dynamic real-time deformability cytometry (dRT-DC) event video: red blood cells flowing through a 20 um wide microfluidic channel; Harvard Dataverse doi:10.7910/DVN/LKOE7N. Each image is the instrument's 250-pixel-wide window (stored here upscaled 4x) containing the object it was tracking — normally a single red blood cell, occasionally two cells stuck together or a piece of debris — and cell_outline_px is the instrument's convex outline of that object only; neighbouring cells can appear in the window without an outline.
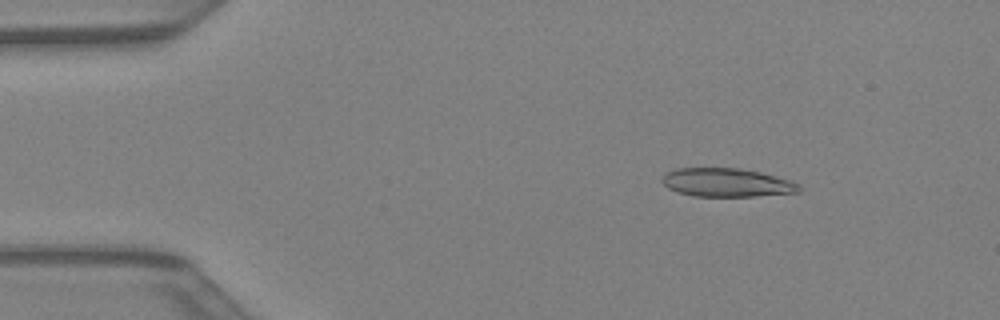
{"species": "Egyptian fruit bat (a non-hibernating species)", "species_latin": "Rousettus aegyptiacus", "temperature_condition": "warm", "stored_images_in_passage": 42, "camera_frame_rate_fps": 3000, "um_per_image_px": 0.085, "animal": {"sex": "female"}, "frame": {"image": 1, "passage_image": 6, "time_ms": 1.667, "image_size_px": [1000, 320], "cell_outline_px": [[800, 192], [756, 196], [692, 196], [676, 192], [668, 188], [660, 180], [668, 172], [676, 168], [740, 168], [760, 172], [788, 180], [800, 184]], "centroid_in_image_um": [61.75, 15.52], "position_along_channel_um": 23.2, "area_um2": 22.72}}
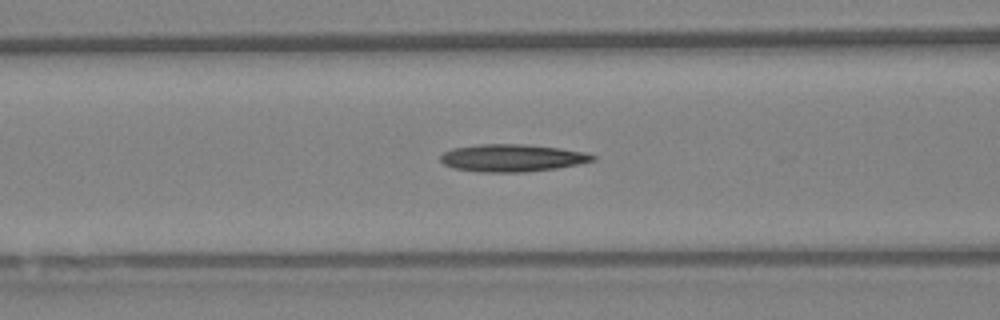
{"frame": {"image": 2, "passage_image": 17, "time_ms": 5.333, "image_size_px": [1000, 320], "cell_outline_px": [[596, 160], [556, 168], [524, 172], [484, 172], [456, 168], [444, 164], [440, 160], [440, 156], [444, 152], [452, 148], [476, 144], [528, 144], [560, 148], [584, 152], [596, 156]], "centroid_in_image_um": [43.53, 13.41], "position_along_channel_um": 123.1, "area_um2": 24.22}}
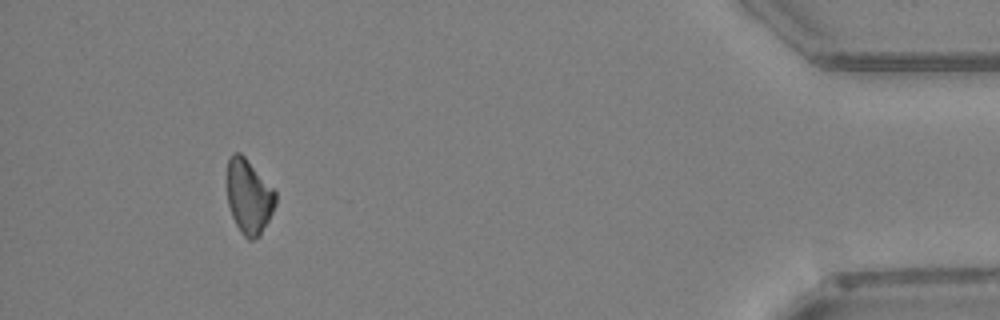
{"frame": {"image": 3, "passage_image": 39, "time_ms": 12.667, "image_size_px": [1000, 320], "cell_outline_px": [[276, 204], [260, 236], [252, 240], [248, 240], [240, 232], [232, 216], [228, 204], [228, 156], [232, 152], [240, 152], [244, 156], [276, 192]], "centroid_in_image_um": [21.15, 16.72], "position_along_channel_um": 414.1, "area_um2": 20.87}}